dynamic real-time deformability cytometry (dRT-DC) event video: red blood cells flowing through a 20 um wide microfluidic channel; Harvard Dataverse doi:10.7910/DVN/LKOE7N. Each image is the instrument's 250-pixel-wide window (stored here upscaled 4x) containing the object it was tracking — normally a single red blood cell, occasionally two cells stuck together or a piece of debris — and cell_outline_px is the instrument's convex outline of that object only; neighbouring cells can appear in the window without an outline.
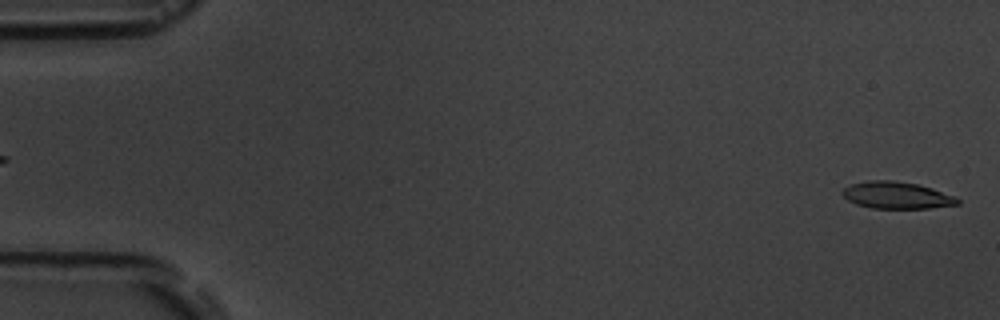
{"species": "common noctule bat (a hibernating species)", "species_latin": "Nyctalus noctula", "temperature_condition": "room temperature", "stored_images_in_passage": 4, "segment_of_instrument_passage": [2, 2], "camera_frame_rate_fps": 3000, "um_per_image_px": 0.085, "animal": {"sex": "male", "body_mass_g": 19.5, "forearm_length_mm": 54.6}, "frame": {"image": 1, "passage_image": 4, "time_ms": 4.333, "image_size_px": [1000, 320], "cell_outline_px": [[960, 204], [928, 208], [872, 208], [856, 204], [848, 200], [840, 192], [844, 188], [852, 184], [868, 180], [892, 180], [916, 184], [932, 188], [956, 196], [960, 200]], "centroid_in_image_um": [76.23, 16.59], "position_along_channel_um": 8.8, "area_um2": 18.03}}